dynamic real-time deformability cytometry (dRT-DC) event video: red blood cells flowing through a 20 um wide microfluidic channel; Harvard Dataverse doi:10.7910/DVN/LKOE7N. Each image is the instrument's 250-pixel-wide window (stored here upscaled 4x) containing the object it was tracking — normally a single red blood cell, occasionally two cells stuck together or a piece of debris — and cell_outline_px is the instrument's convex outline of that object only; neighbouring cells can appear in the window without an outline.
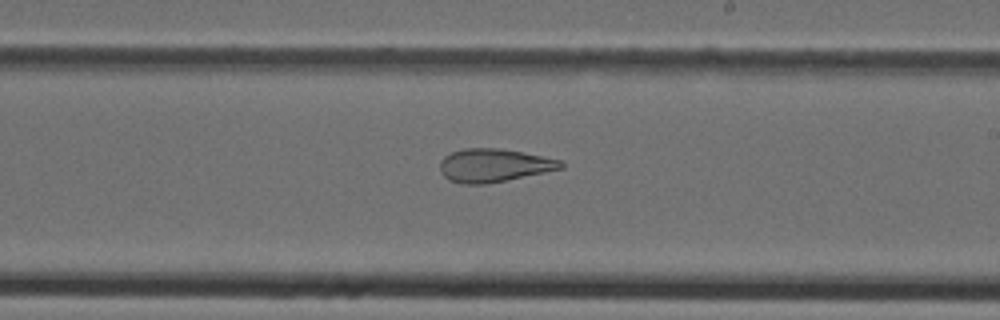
{"species": "Egyptian fruit bat (a non-hibernating species)", "species_latin": "Rousettus aegyptiacus", "temperature_condition": "cold", "stored_images_in_passage": 46, "camera_frame_rate_fps": 3000, "um_per_image_px": 0.085, "animal": {"sex": "female"}, "frame": {"image": 1, "passage_image": 27, "time_ms": 8.667, "image_size_px": [1000, 320], "cell_outline_px": [[564, 168], [488, 184], [460, 184], [448, 180], [440, 172], [440, 160], [444, 156], [452, 152], [464, 148], [500, 148], [524, 152], [560, 160], [564, 164]], "centroid_in_image_um": [41.95, 14.06], "position_along_channel_um": 247.0, "area_um2": 23.58}}